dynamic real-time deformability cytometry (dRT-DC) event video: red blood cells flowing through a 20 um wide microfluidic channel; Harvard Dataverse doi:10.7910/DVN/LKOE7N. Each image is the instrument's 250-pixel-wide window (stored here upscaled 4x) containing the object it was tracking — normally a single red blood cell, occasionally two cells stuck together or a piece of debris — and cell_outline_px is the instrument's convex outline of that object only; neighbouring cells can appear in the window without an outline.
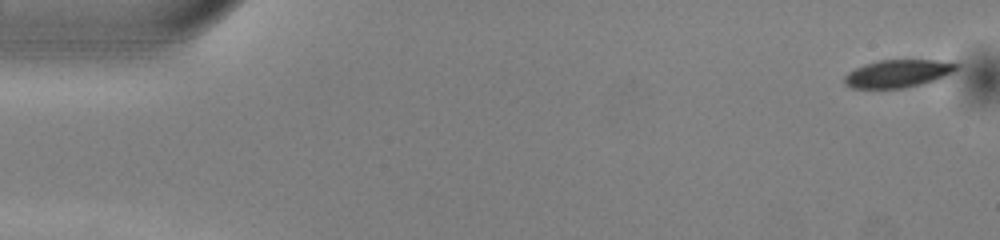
{"species": "common noctule bat (a hibernating species)", "species_latin": "Nyctalus noctula", "temperature_condition": "warm", "stored_images_in_passage": 45, "camera_frame_rate_fps": 3000, "um_per_image_px": 0.085, "animal": {"sex": "male", "body_mass_g": 13.0, "forearm_length_mm": 53.1}, "frame": {"image": 1, "passage_image": 1, "time_ms": 0.0, "image_size_px": [1000, 240], "cell_outline_px": [[960, 64], [952, 72], [936, 80], [904, 88], [852, 88], [844, 84], [844, 76], [848, 72], [864, 64], [880, 60], [940, 60]], "centroid_in_image_um": [76.3, 6.25], "position_along_channel_um": 8.7, "area_um2": 18.03}}
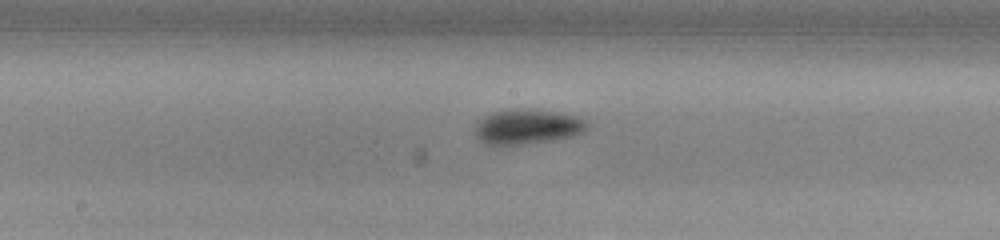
{"frame": {"image": 2, "passage_image": 26, "time_ms": 8.333, "image_size_px": [1000, 240], "cell_outline_px": [[588, 128], [584, 132], [572, 136], [552, 140], [524, 144], [484, 144], [476, 136], [476, 120], [492, 112], [508, 108], [536, 108], [560, 112], [576, 116], [584, 120], [588, 124]], "centroid_in_image_um": [44.82, 10.73], "position_along_channel_um": 203.4, "area_um2": 23.18}}
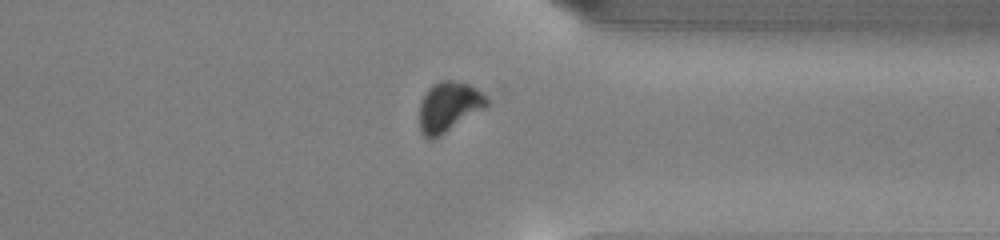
{"frame": {"image": 3, "passage_image": 39, "time_ms": 12.667, "image_size_px": [1000, 240], "cell_outline_px": [[488, 104], [484, 108], [440, 136], [432, 140], [428, 140], [424, 136], [420, 128], [420, 104], [428, 88], [432, 84], [440, 80], [452, 80], [468, 84], [476, 88], [488, 100]], "centroid_in_image_um": [38.12, 9.08], "position_along_channel_um": 373.3, "area_um2": 19.36}, "authors_computed_cell_mechanics": {"area_um2": 20.6346, "velocity_mm_per_s": 4.0072, "shape_relaxation_time_tau1_ms": 2.4883, "shape_relaxation_time_tau2_ms": null, "deformation_change_tau1": 0.0975, "deformation_change_tau2": null}}